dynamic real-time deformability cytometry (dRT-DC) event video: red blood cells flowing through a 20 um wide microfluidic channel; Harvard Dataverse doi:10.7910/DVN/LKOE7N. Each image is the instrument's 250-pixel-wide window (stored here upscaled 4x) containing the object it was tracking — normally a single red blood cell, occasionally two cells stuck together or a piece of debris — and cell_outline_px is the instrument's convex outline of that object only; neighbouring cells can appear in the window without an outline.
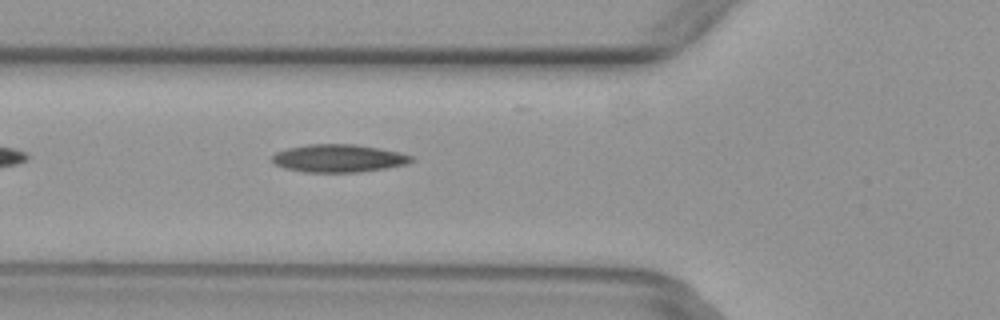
{"species": "common noctule bat (a hibernating species)", "species_latin": "Nyctalus noctula", "temperature_condition": "warm", "stored_images_in_passage": 2, "camera_frame_rate_fps": 3000, "um_per_image_px": 0.085, "animal": {"sex": "female", "body_mass_g": 29.2, "forearm_length_mm": 56.3}, "frame": {"image": 1, "passage_image": 2, "time_ms": 0.333, "image_size_px": [1000, 320], "cell_outline_px": [[416, 160], [408, 164], [360, 172], [304, 172], [284, 168], [276, 164], [272, 160], [272, 156], [276, 152], [288, 148], [308, 144], [356, 144], [380, 148], [400, 152], [412, 156]], "centroid_in_image_um": [28.81, 13.45], "position_along_channel_um": 97.0, "area_um2": 22.66}}